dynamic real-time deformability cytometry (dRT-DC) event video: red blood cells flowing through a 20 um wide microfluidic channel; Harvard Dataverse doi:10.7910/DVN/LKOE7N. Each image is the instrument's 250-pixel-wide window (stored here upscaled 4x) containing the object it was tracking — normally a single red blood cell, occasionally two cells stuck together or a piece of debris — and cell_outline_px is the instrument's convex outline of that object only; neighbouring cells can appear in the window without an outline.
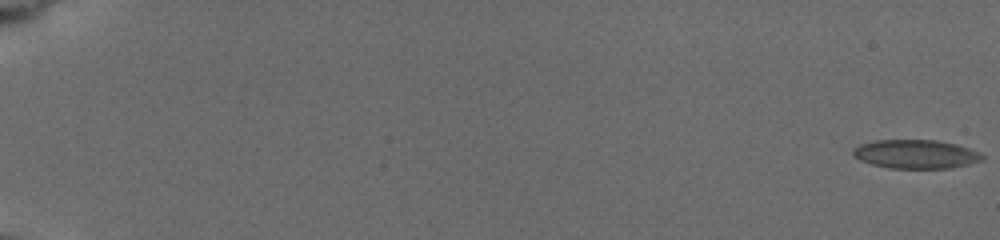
{"species": "common noctule bat (a hibernating species)", "species_latin": "Nyctalus noctula", "temperature_condition": "cold", "stored_images_in_passage": 13, "camera_frame_rate_fps": 3000, "um_per_image_px": 0.085, "animal": {"sex": "female", "body_mass_g": 19.5, "forearm_length_mm": 54.1}, "frame": {"image": 1, "passage_image": 1, "time_ms": 0.0, "image_size_px": [1000, 240], "cell_outline_px": [[984, 160], [952, 168], [892, 168], [872, 164], [860, 160], [852, 156], [852, 148], [860, 144], [876, 140], [936, 140], [956, 144], [980, 152], [984, 156]], "centroid_in_image_um": [77.84, 13.1], "position_along_channel_um": 7.2, "area_um2": 21.73}}
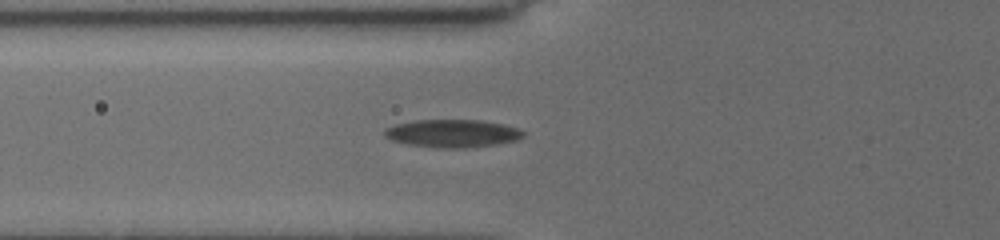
{"frame": {"image": 2, "passage_image": 11, "time_ms": 7.667, "image_size_px": [1000, 240], "cell_outline_px": [[524, 136], [516, 140], [496, 144], [464, 148], [440, 148], [408, 144], [392, 140], [384, 136], [384, 128], [396, 124], [416, 120], [480, 120], [504, 124], [520, 128], [524, 132]], "centroid_in_image_um": [38.47, 11.33], "position_along_channel_um": 87.3, "area_um2": 22.54}}
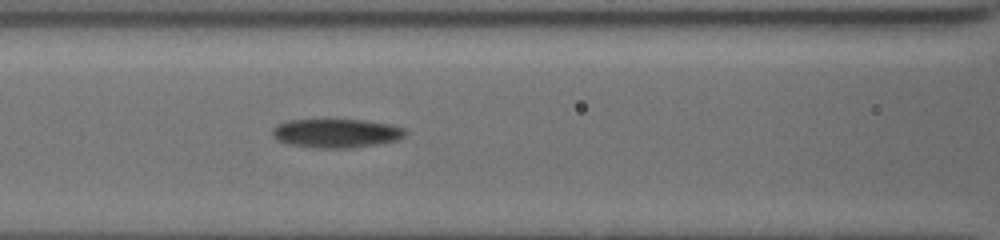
{"frame": {"image": 3, "passage_image": 13, "time_ms": 9.0, "image_size_px": [1000, 240], "cell_outline_px": [[408, 132], [400, 140], [380, 144], [352, 148], [312, 148], [288, 144], [276, 140], [272, 136], [272, 128], [276, 124], [288, 120], [364, 120], [388, 124], [404, 128]], "centroid_in_image_um": [28.57, 11.34], "position_along_channel_um": 138.0, "area_um2": 22.72}}